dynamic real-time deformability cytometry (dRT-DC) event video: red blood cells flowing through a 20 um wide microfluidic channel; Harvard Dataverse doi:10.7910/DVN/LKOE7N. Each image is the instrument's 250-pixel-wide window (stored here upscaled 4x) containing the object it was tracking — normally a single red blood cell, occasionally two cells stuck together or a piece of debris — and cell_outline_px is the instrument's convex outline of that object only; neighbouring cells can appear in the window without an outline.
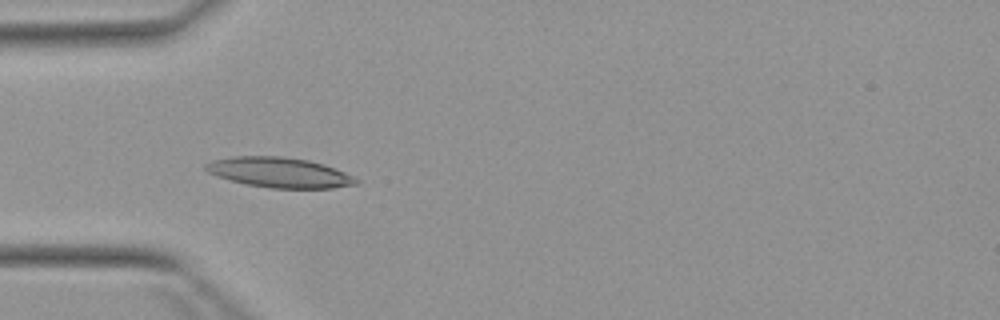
{"species": "Egyptian fruit bat (a non-hibernating species)", "species_latin": "Rousettus aegyptiacus", "temperature_condition": "warm", "stored_images_in_passage": 4, "camera_frame_rate_fps": 3000, "um_per_image_px": 0.085, "animal": {"sex": "female"}, "frame": {"image": 1, "passage_image": 4, "time_ms": 3.333, "image_size_px": [1000, 320], "cell_outline_px": [[360, 180], [356, 184], [332, 188], [268, 188], [244, 184], [216, 176], [208, 172], [204, 168], [204, 164], [212, 160], [236, 156], [280, 156], [308, 160], [324, 164], [344, 172]], "centroid_in_image_um": [23.71, 14.66], "position_along_channel_um": 61.3, "area_um2": 26.41}}